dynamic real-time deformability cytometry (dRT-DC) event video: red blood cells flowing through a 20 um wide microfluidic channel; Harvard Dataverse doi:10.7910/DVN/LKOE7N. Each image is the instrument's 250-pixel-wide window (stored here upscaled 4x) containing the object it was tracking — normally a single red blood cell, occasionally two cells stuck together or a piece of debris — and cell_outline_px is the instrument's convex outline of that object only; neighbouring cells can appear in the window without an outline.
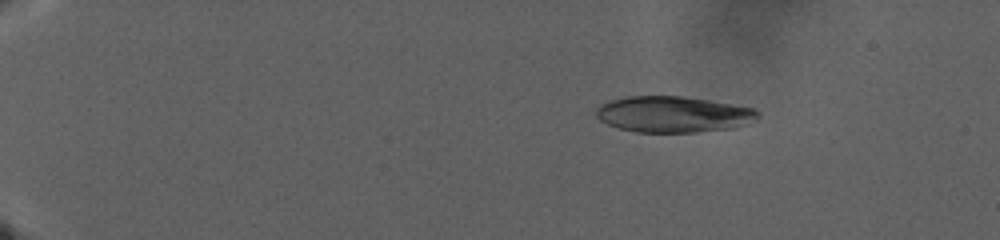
{"species": "human", "species_latin": "Homo sapiens", "temperature_condition": "warm", "stored_images_in_passage": 130, "camera_frame_rate_fps": 3000, "um_per_image_px": 0.085, "donor": {"sex": "male"}, "frame": {"image": 1, "passage_image": 25, "time_ms": 8.0, "image_size_px": [1000, 240], "cell_outline_px": [[760, 116], [756, 120], [748, 124], [732, 128], [696, 132], [636, 132], [620, 128], [608, 124], [600, 120], [592, 112], [600, 104], [624, 96], [684, 96], [756, 108]], "centroid_in_image_um": [57.23, 9.71], "position_along_channel_um": 27.8, "area_um2": 34.28}}
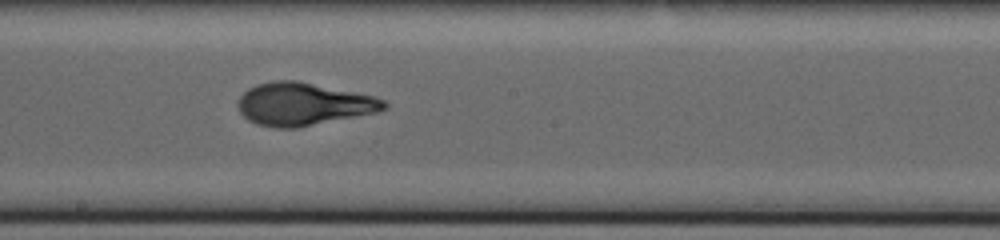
{"frame": {"image": 2, "passage_image": 82, "time_ms": 27.0, "image_size_px": [1000, 240], "cell_outline_px": [[388, 108], [380, 112], [300, 128], [276, 128], [256, 124], [248, 120], [240, 112], [236, 104], [236, 100], [248, 88], [256, 84], [272, 80], [296, 80], [376, 96], [384, 100], [388, 104]], "centroid_in_image_um": [25.8, 8.86], "position_along_channel_um": 222.4, "area_um2": 37.05}}
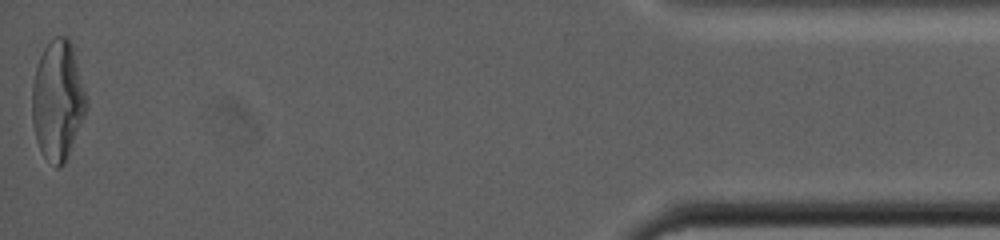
{"frame": {"image": 3, "passage_image": 130, "time_ms": 43.0, "image_size_px": [1000, 240], "cell_outline_px": [[88, 108], [68, 156], [64, 164], [60, 168], [56, 168], [44, 156], [36, 140], [32, 120], [32, 84], [36, 64], [44, 48], [56, 36], [68, 36], [72, 44], [88, 100]], "centroid_in_image_um": [4.92, 8.53], "position_along_channel_um": 430.3, "area_um2": 38.09}}